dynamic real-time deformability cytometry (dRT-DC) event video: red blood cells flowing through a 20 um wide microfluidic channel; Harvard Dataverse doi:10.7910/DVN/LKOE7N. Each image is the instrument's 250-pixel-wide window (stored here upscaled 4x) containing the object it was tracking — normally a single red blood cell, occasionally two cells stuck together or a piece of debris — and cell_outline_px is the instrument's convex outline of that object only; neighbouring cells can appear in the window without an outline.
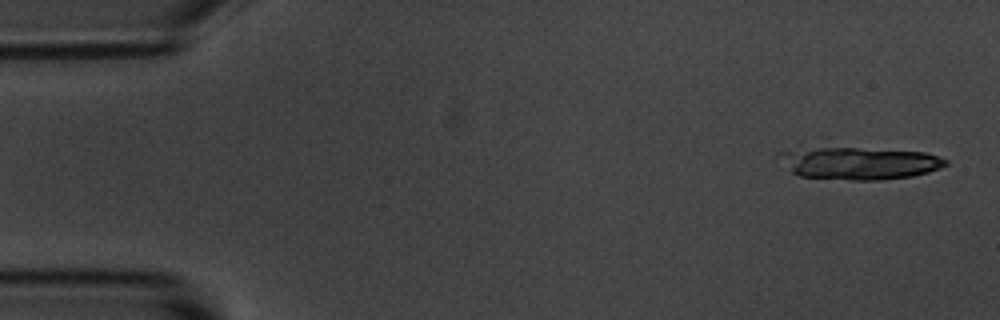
{"species": "common noctule bat (a hibernating species)", "species_latin": "Nyctalus noctula", "temperature_condition": "room temperature", "stored_images_in_passage": 4, "camera_frame_rate_fps": 3000, "um_per_image_px": 0.085, "animal": {"sex": "male", "body_mass_g": 20.1, "forearm_length_mm": 53.5}, "frame": {"image": 1, "passage_image": 1, "time_ms": 0.0, "image_size_px": [1000, 320], "cell_outline_px": [[948, 164], [940, 168], [928, 172], [912, 176], [880, 180], [848, 180], [800, 176], [792, 172], [772, 156], [776, 152], [816, 148], [856, 148], [928, 152], [948, 160]], "centroid_in_image_um": [72.99, 13.87], "position_along_channel_um": 12.0, "area_um2": 31.56}}